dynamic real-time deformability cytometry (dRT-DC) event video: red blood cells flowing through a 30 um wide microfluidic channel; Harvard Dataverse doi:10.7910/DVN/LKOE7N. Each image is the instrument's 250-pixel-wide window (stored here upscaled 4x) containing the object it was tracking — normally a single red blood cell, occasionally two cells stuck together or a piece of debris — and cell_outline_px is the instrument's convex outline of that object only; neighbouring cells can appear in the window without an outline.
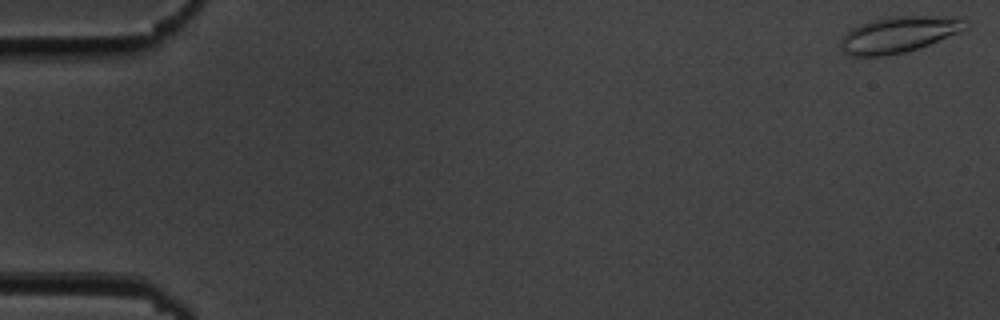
{"species": "common noctule bat (a hibernating species)", "species_latin": "Nyctalus noctula", "temperature_condition": "cold", "stored_images_in_passage": 55, "camera_frame_rate_fps": 3000, "um_per_image_px": 0.085, "animal": {"sex": "male", "body_mass_g": 19.5, "forearm_length_mm": 54.6}, "frame": {"image": 1, "passage_image": 1, "time_ms": 0.0, "image_size_px": [1000, 320], "cell_outline_px": [[968, 28], [960, 32], [928, 44], [904, 52], [884, 56], [852, 56], [844, 52], [840, 48], [840, 40], [852, 28], [860, 24], [872, 20], [888, 16], [952, 16], [968, 20]], "centroid_in_image_um": [76.41, 2.92], "position_along_channel_um": 8.6, "area_um2": 26.24}}
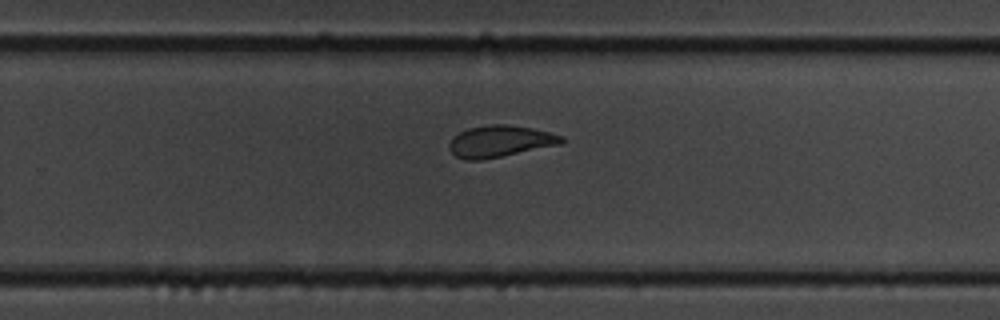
{"frame": {"image": 2, "passage_image": 36, "time_ms": 11.667, "image_size_px": [1000, 320], "cell_outline_px": [[564, 144], [480, 160], [464, 160], [456, 156], [448, 148], [448, 144], [452, 136], [468, 128], [488, 124], [504, 124], [532, 128], [564, 136]], "centroid_in_image_um": [42.5, 12.01], "position_along_channel_um": 287.3, "area_um2": 20.81}}
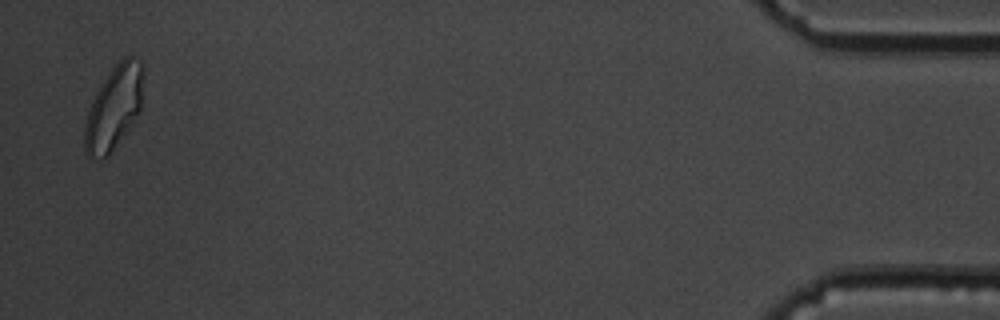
{"frame": {"image": 3, "passage_image": 54, "time_ms": 17.667, "image_size_px": [1000, 320], "cell_outline_px": [[144, 68], [140, 112], [108, 156], [100, 160], [88, 156], [84, 152], [84, 124], [92, 100], [100, 84], [108, 72], [124, 56], [132, 56], [140, 60], [144, 64]], "centroid_in_image_um": [9.67, 9.13], "position_along_channel_um": 425.5, "area_um2": 28.78}, "authors_computed_cell_mechanics": {"area_um2": 21.8484, "velocity_mm_per_s": 3.6587, "shape_relaxation_time_tau1_ms": 4.3893, "shape_relaxation_time_tau2_ms": 1.8544, "deformation_change_tau1": 0.1612, "deformation_change_tau2": 0.0886}}